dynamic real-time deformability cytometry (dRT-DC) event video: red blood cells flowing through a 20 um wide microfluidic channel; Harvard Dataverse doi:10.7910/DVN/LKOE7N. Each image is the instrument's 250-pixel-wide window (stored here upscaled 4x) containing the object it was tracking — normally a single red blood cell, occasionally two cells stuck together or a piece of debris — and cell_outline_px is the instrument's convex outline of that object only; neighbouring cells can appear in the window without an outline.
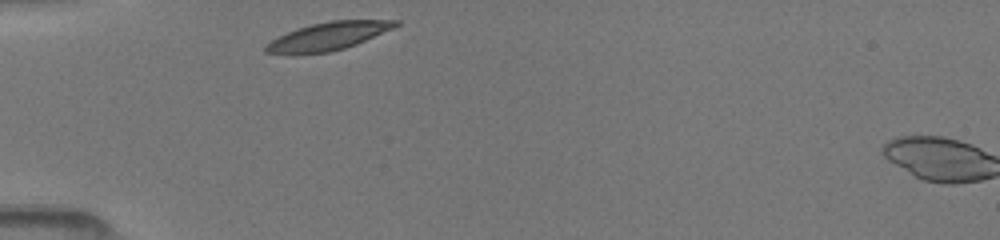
{"species": "common noctule bat (a hibernating species)", "species_latin": "Nyctalus noctula", "temperature_condition": "room temperature", "stored_images_in_passage": 2, "camera_frame_rate_fps": 3000, "um_per_image_px": 0.085, "animal": {"sex": "female", "body_mass_g": 19.5, "forearm_length_mm": 54.1}, "frame": {"image": 1, "passage_image": 1, "time_ms": 0.0, "image_size_px": [1000, 240], "cell_outline_px": [[400, 24], [392, 28], [356, 44], [344, 48], [328, 52], [264, 52], [264, 44], [296, 28], [312, 24], [332, 20], [400, 20]], "centroid_in_image_um": [27.93, 3.04], "position_along_channel_um": 57.1, "area_um2": 20.35}}